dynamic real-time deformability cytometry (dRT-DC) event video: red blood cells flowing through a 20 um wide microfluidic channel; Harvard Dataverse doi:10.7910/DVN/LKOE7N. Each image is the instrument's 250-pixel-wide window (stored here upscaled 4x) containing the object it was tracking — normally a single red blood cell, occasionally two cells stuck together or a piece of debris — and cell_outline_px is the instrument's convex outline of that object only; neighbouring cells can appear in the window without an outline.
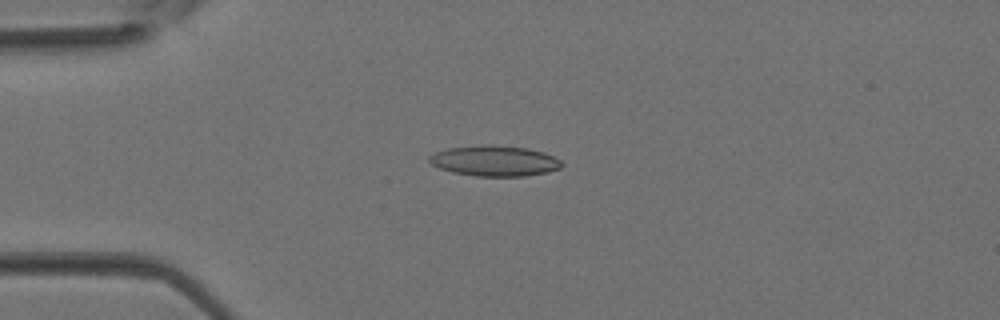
{"species": "Egyptian fruit bat (a non-hibernating species)", "species_latin": "Rousettus aegyptiacus", "temperature_condition": "room temperature", "stored_images_in_passage": 3, "camera_frame_rate_fps": 3000, "um_per_image_px": 0.085, "animal": {"sex": "female"}, "frame": {"image": 1, "passage_image": 3, "time_ms": 0.667, "image_size_px": [1000, 320], "cell_outline_px": [[564, 164], [560, 168], [548, 172], [524, 176], [476, 176], [452, 172], [440, 168], [432, 164], [428, 160], [428, 156], [436, 152], [448, 148], [484, 144], [528, 148], [544, 152], [560, 160]], "centroid_in_image_um": [42.04, 13.67], "position_along_channel_um": 43.0, "area_um2": 23.58}}